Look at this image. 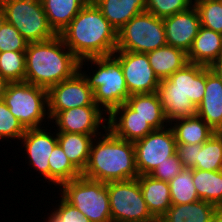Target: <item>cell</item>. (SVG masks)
<instances>
[{
    "label": "cell",
    "instance_id": "ba28073f",
    "mask_svg": "<svg viewBox=\"0 0 222 222\" xmlns=\"http://www.w3.org/2000/svg\"><path fill=\"white\" fill-rule=\"evenodd\" d=\"M6 22L12 24L28 43L53 39L41 0H0Z\"/></svg>",
    "mask_w": 222,
    "mask_h": 222
},
{
    "label": "cell",
    "instance_id": "277c9868",
    "mask_svg": "<svg viewBox=\"0 0 222 222\" xmlns=\"http://www.w3.org/2000/svg\"><path fill=\"white\" fill-rule=\"evenodd\" d=\"M206 66L187 63L160 82L158 95L167 121L193 117L205 95Z\"/></svg>",
    "mask_w": 222,
    "mask_h": 222
},
{
    "label": "cell",
    "instance_id": "9c48e42d",
    "mask_svg": "<svg viewBox=\"0 0 222 222\" xmlns=\"http://www.w3.org/2000/svg\"><path fill=\"white\" fill-rule=\"evenodd\" d=\"M165 45L163 19L146 11L134 16L117 31L116 50L147 53Z\"/></svg>",
    "mask_w": 222,
    "mask_h": 222
},
{
    "label": "cell",
    "instance_id": "8992f818",
    "mask_svg": "<svg viewBox=\"0 0 222 222\" xmlns=\"http://www.w3.org/2000/svg\"><path fill=\"white\" fill-rule=\"evenodd\" d=\"M58 189L61 197L81 211L90 222H112L106 183L81 175L62 183Z\"/></svg>",
    "mask_w": 222,
    "mask_h": 222
},
{
    "label": "cell",
    "instance_id": "4fadbf2b",
    "mask_svg": "<svg viewBox=\"0 0 222 222\" xmlns=\"http://www.w3.org/2000/svg\"><path fill=\"white\" fill-rule=\"evenodd\" d=\"M112 55L120 62L130 95L158 91L161 81L150 66L147 53L116 50Z\"/></svg>",
    "mask_w": 222,
    "mask_h": 222
},
{
    "label": "cell",
    "instance_id": "484cf974",
    "mask_svg": "<svg viewBox=\"0 0 222 222\" xmlns=\"http://www.w3.org/2000/svg\"><path fill=\"white\" fill-rule=\"evenodd\" d=\"M176 144H203L216 132L197 114L193 117L172 121ZM176 122V123H175Z\"/></svg>",
    "mask_w": 222,
    "mask_h": 222
},
{
    "label": "cell",
    "instance_id": "603a6c76",
    "mask_svg": "<svg viewBox=\"0 0 222 222\" xmlns=\"http://www.w3.org/2000/svg\"><path fill=\"white\" fill-rule=\"evenodd\" d=\"M126 103L153 129L168 127L157 92L130 95Z\"/></svg>",
    "mask_w": 222,
    "mask_h": 222
},
{
    "label": "cell",
    "instance_id": "836d02e7",
    "mask_svg": "<svg viewBox=\"0 0 222 222\" xmlns=\"http://www.w3.org/2000/svg\"><path fill=\"white\" fill-rule=\"evenodd\" d=\"M194 5V0H146V12L164 19L185 11Z\"/></svg>",
    "mask_w": 222,
    "mask_h": 222
},
{
    "label": "cell",
    "instance_id": "cb8c5ba5",
    "mask_svg": "<svg viewBox=\"0 0 222 222\" xmlns=\"http://www.w3.org/2000/svg\"><path fill=\"white\" fill-rule=\"evenodd\" d=\"M88 2L89 0H41L48 24L57 35Z\"/></svg>",
    "mask_w": 222,
    "mask_h": 222
},
{
    "label": "cell",
    "instance_id": "4dcf8cb0",
    "mask_svg": "<svg viewBox=\"0 0 222 222\" xmlns=\"http://www.w3.org/2000/svg\"><path fill=\"white\" fill-rule=\"evenodd\" d=\"M222 162V132H216L198 149L196 166L193 169L220 171Z\"/></svg>",
    "mask_w": 222,
    "mask_h": 222
},
{
    "label": "cell",
    "instance_id": "ffe728a7",
    "mask_svg": "<svg viewBox=\"0 0 222 222\" xmlns=\"http://www.w3.org/2000/svg\"><path fill=\"white\" fill-rule=\"evenodd\" d=\"M137 179L149 212L159 221L172 205L169 183L151 175H139Z\"/></svg>",
    "mask_w": 222,
    "mask_h": 222
},
{
    "label": "cell",
    "instance_id": "83f0119b",
    "mask_svg": "<svg viewBox=\"0 0 222 222\" xmlns=\"http://www.w3.org/2000/svg\"><path fill=\"white\" fill-rule=\"evenodd\" d=\"M193 183L200 200L222 207V171L193 169Z\"/></svg>",
    "mask_w": 222,
    "mask_h": 222
},
{
    "label": "cell",
    "instance_id": "d4e9b609",
    "mask_svg": "<svg viewBox=\"0 0 222 222\" xmlns=\"http://www.w3.org/2000/svg\"><path fill=\"white\" fill-rule=\"evenodd\" d=\"M218 208L217 205L203 200L171 205L158 222H212Z\"/></svg>",
    "mask_w": 222,
    "mask_h": 222
},
{
    "label": "cell",
    "instance_id": "f1b7e54d",
    "mask_svg": "<svg viewBox=\"0 0 222 222\" xmlns=\"http://www.w3.org/2000/svg\"><path fill=\"white\" fill-rule=\"evenodd\" d=\"M49 183L55 187L78 178L82 173L69 161L62 148L57 144L49 160Z\"/></svg>",
    "mask_w": 222,
    "mask_h": 222
},
{
    "label": "cell",
    "instance_id": "9a60e30c",
    "mask_svg": "<svg viewBox=\"0 0 222 222\" xmlns=\"http://www.w3.org/2000/svg\"><path fill=\"white\" fill-rule=\"evenodd\" d=\"M43 127L26 129L25 134L20 141L24 145L27 156L28 165L34 167L36 172L43 176L44 180L49 182V157L58 144L56 130L52 134L51 127L48 132ZM47 131V132H46ZM56 133V134H55ZM55 135V136H54Z\"/></svg>",
    "mask_w": 222,
    "mask_h": 222
},
{
    "label": "cell",
    "instance_id": "4316f807",
    "mask_svg": "<svg viewBox=\"0 0 222 222\" xmlns=\"http://www.w3.org/2000/svg\"><path fill=\"white\" fill-rule=\"evenodd\" d=\"M98 135L57 133L59 146L69 161L82 173L87 165L91 143Z\"/></svg>",
    "mask_w": 222,
    "mask_h": 222
},
{
    "label": "cell",
    "instance_id": "f35d334b",
    "mask_svg": "<svg viewBox=\"0 0 222 222\" xmlns=\"http://www.w3.org/2000/svg\"><path fill=\"white\" fill-rule=\"evenodd\" d=\"M198 149H202V144H176V153L184 168L193 169L196 166Z\"/></svg>",
    "mask_w": 222,
    "mask_h": 222
},
{
    "label": "cell",
    "instance_id": "e575fe53",
    "mask_svg": "<svg viewBox=\"0 0 222 222\" xmlns=\"http://www.w3.org/2000/svg\"><path fill=\"white\" fill-rule=\"evenodd\" d=\"M25 132L26 128L11 114L6 103L0 100V141H8V138L20 140Z\"/></svg>",
    "mask_w": 222,
    "mask_h": 222
},
{
    "label": "cell",
    "instance_id": "60d3db41",
    "mask_svg": "<svg viewBox=\"0 0 222 222\" xmlns=\"http://www.w3.org/2000/svg\"><path fill=\"white\" fill-rule=\"evenodd\" d=\"M9 81L0 74V100H3Z\"/></svg>",
    "mask_w": 222,
    "mask_h": 222
},
{
    "label": "cell",
    "instance_id": "7a4b0ae2",
    "mask_svg": "<svg viewBox=\"0 0 222 222\" xmlns=\"http://www.w3.org/2000/svg\"><path fill=\"white\" fill-rule=\"evenodd\" d=\"M104 132L92 141L82 175L103 183L137 179L134 143L120 139L108 128Z\"/></svg>",
    "mask_w": 222,
    "mask_h": 222
},
{
    "label": "cell",
    "instance_id": "ab89813d",
    "mask_svg": "<svg viewBox=\"0 0 222 222\" xmlns=\"http://www.w3.org/2000/svg\"><path fill=\"white\" fill-rule=\"evenodd\" d=\"M210 68L222 81V53L219 59Z\"/></svg>",
    "mask_w": 222,
    "mask_h": 222
},
{
    "label": "cell",
    "instance_id": "44dd1931",
    "mask_svg": "<svg viewBox=\"0 0 222 222\" xmlns=\"http://www.w3.org/2000/svg\"><path fill=\"white\" fill-rule=\"evenodd\" d=\"M118 31L134 16L146 11V0H92Z\"/></svg>",
    "mask_w": 222,
    "mask_h": 222
},
{
    "label": "cell",
    "instance_id": "b9f144b4",
    "mask_svg": "<svg viewBox=\"0 0 222 222\" xmlns=\"http://www.w3.org/2000/svg\"><path fill=\"white\" fill-rule=\"evenodd\" d=\"M212 222H222V207L215 212Z\"/></svg>",
    "mask_w": 222,
    "mask_h": 222
},
{
    "label": "cell",
    "instance_id": "6da1fadb",
    "mask_svg": "<svg viewBox=\"0 0 222 222\" xmlns=\"http://www.w3.org/2000/svg\"><path fill=\"white\" fill-rule=\"evenodd\" d=\"M59 36L80 61L110 56L117 47V30L92 0H89Z\"/></svg>",
    "mask_w": 222,
    "mask_h": 222
},
{
    "label": "cell",
    "instance_id": "52a82bcc",
    "mask_svg": "<svg viewBox=\"0 0 222 222\" xmlns=\"http://www.w3.org/2000/svg\"><path fill=\"white\" fill-rule=\"evenodd\" d=\"M3 101L11 114L26 128H39L46 118L51 120L48 112L47 89L23 82H10Z\"/></svg>",
    "mask_w": 222,
    "mask_h": 222
},
{
    "label": "cell",
    "instance_id": "1f68e13d",
    "mask_svg": "<svg viewBox=\"0 0 222 222\" xmlns=\"http://www.w3.org/2000/svg\"><path fill=\"white\" fill-rule=\"evenodd\" d=\"M0 74L9 82L25 81V51L0 52Z\"/></svg>",
    "mask_w": 222,
    "mask_h": 222
},
{
    "label": "cell",
    "instance_id": "3957f363",
    "mask_svg": "<svg viewBox=\"0 0 222 222\" xmlns=\"http://www.w3.org/2000/svg\"><path fill=\"white\" fill-rule=\"evenodd\" d=\"M79 59L56 35L43 42L28 43L25 51V81L49 89L79 70Z\"/></svg>",
    "mask_w": 222,
    "mask_h": 222
},
{
    "label": "cell",
    "instance_id": "2e32d148",
    "mask_svg": "<svg viewBox=\"0 0 222 222\" xmlns=\"http://www.w3.org/2000/svg\"><path fill=\"white\" fill-rule=\"evenodd\" d=\"M166 43L188 53L201 27L198 10L189 9L163 19Z\"/></svg>",
    "mask_w": 222,
    "mask_h": 222
},
{
    "label": "cell",
    "instance_id": "d590c367",
    "mask_svg": "<svg viewBox=\"0 0 222 222\" xmlns=\"http://www.w3.org/2000/svg\"><path fill=\"white\" fill-rule=\"evenodd\" d=\"M28 42L10 23L4 22L0 28V52L26 51Z\"/></svg>",
    "mask_w": 222,
    "mask_h": 222
},
{
    "label": "cell",
    "instance_id": "7402d4cb",
    "mask_svg": "<svg viewBox=\"0 0 222 222\" xmlns=\"http://www.w3.org/2000/svg\"><path fill=\"white\" fill-rule=\"evenodd\" d=\"M147 56L150 66L160 81L169 78L189 63L187 53L169 45L147 52Z\"/></svg>",
    "mask_w": 222,
    "mask_h": 222
},
{
    "label": "cell",
    "instance_id": "f546056e",
    "mask_svg": "<svg viewBox=\"0 0 222 222\" xmlns=\"http://www.w3.org/2000/svg\"><path fill=\"white\" fill-rule=\"evenodd\" d=\"M168 183L172 205L188 204L200 200L193 183V169L184 168Z\"/></svg>",
    "mask_w": 222,
    "mask_h": 222
},
{
    "label": "cell",
    "instance_id": "ac0fdd59",
    "mask_svg": "<svg viewBox=\"0 0 222 222\" xmlns=\"http://www.w3.org/2000/svg\"><path fill=\"white\" fill-rule=\"evenodd\" d=\"M197 115L214 132H222V81L210 67H206L205 95L197 106Z\"/></svg>",
    "mask_w": 222,
    "mask_h": 222
},
{
    "label": "cell",
    "instance_id": "5bb4252c",
    "mask_svg": "<svg viewBox=\"0 0 222 222\" xmlns=\"http://www.w3.org/2000/svg\"><path fill=\"white\" fill-rule=\"evenodd\" d=\"M105 115L107 114L98 105H90L60 111L51 120L57 127V133L100 135V129H107L105 124L108 118Z\"/></svg>",
    "mask_w": 222,
    "mask_h": 222
},
{
    "label": "cell",
    "instance_id": "5b68a950",
    "mask_svg": "<svg viewBox=\"0 0 222 222\" xmlns=\"http://www.w3.org/2000/svg\"><path fill=\"white\" fill-rule=\"evenodd\" d=\"M86 62L94 65L93 74L82 70ZM79 71L93 90L95 103L107 115L130 97L120 62L113 55L83 59L79 61Z\"/></svg>",
    "mask_w": 222,
    "mask_h": 222
},
{
    "label": "cell",
    "instance_id": "d6986e66",
    "mask_svg": "<svg viewBox=\"0 0 222 222\" xmlns=\"http://www.w3.org/2000/svg\"><path fill=\"white\" fill-rule=\"evenodd\" d=\"M222 34L201 26L187 53L189 63L211 67L221 56Z\"/></svg>",
    "mask_w": 222,
    "mask_h": 222
},
{
    "label": "cell",
    "instance_id": "e0dca14e",
    "mask_svg": "<svg viewBox=\"0 0 222 222\" xmlns=\"http://www.w3.org/2000/svg\"><path fill=\"white\" fill-rule=\"evenodd\" d=\"M107 128L117 137L129 142L143 139L154 129L125 102L107 116Z\"/></svg>",
    "mask_w": 222,
    "mask_h": 222
},
{
    "label": "cell",
    "instance_id": "7c38bea8",
    "mask_svg": "<svg viewBox=\"0 0 222 222\" xmlns=\"http://www.w3.org/2000/svg\"><path fill=\"white\" fill-rule=\"evenodd\" d=\"M47 92L50 120L63 110L97 105L93 90L79 70L71 78L50 87Z\"/></svg>",
    "mask_w": 222,
    "mask_h": 222
},
{
    "label": "cell",
    "instance_id": "7bdbcfd3",
    "mask_svg": "<svg viewBox=\"0 0 222 222\" xmlns=\"http://www.w3.org/2000/svg\"><path fill=\"white\" fill-rule=\"evenodd\" d=\"M5 21H6L5 14H4L2 6L0 5V28L2 27Z\"/></svg>",
    "mask_w": 222,
    "mask_h": 222
},
{
    "label": "cell",
    "instance_id": "74e56055",
    "mask_svg": "<svg viewBox=\"0 0 222 222\" xmlns=\"http://www.w3.org/2000/svg\"><path fill=\"white\" fill-rule=\"evenodd\" d=\"M184 169L182 162L179 160L177 153L166 158V160L150 173V175L158 180L169 182Z\"/></svg>",
    "mask_w": 222,
    "mask_h": 222
},
{
    "label": "cell",
    "instance_id": "30bf717a",
    "mask_svg": "<svg viewBox=\"0 0 222 222\" xmlns=\"http://www.w3.org/2000/svg\"><path fill=\"white\" fill-rule=\"evenodd\" d=\"M106 185L112 222H158L147 208L138 179Z\"/></svg>",
    "mask_w": 222,
    "mask_h": 222
},
{
    "label": "cell",
    "instance_id": "8fae6325",
    "mask_svg": "<svg viewBox=\"0 0 222 222\" xmlns=\"http://www.w3.org/2000/svg\"><path fill=\"white\" fill-rule=\"evenodd\" d=\"M136 168L139 175L150 173L166 158L176 153V138L171 126L154 129L151 133L134 142Z\"/></svg>",
    "mask_w": 222,
    "mask_h": 222
},
{
    "label": "cell",
    "instance_id": "8d00e7d4",
    "mask_svg": "<svg viewBox=\"0 0 222 222\" xmlns=\"http://www.w3.org/2000/svg\"><path fill=\"white\" fill-rule=\"evenodd\" d=\"M58 205L54 208L46 222H90L89 219L77 208L60 197Z\"/></svg>",
    "mask_w": 222,
    "mask_h": 222
},
{
    "label": "cell",
    "instance_id": "d6a6232c",
    "mask_svg": "<svg viewBox=\"0 0 222 222\" xmlns=\"http://www.w3.org/2000/svg\"><path fill=\"white\" fill-rule=\"evenodd\" d=\"M201 26L222 34V3L220 0H194Z\"/></svg>",
    "mask_w": 222,
    "mask_h": 222
}]
</instances>
